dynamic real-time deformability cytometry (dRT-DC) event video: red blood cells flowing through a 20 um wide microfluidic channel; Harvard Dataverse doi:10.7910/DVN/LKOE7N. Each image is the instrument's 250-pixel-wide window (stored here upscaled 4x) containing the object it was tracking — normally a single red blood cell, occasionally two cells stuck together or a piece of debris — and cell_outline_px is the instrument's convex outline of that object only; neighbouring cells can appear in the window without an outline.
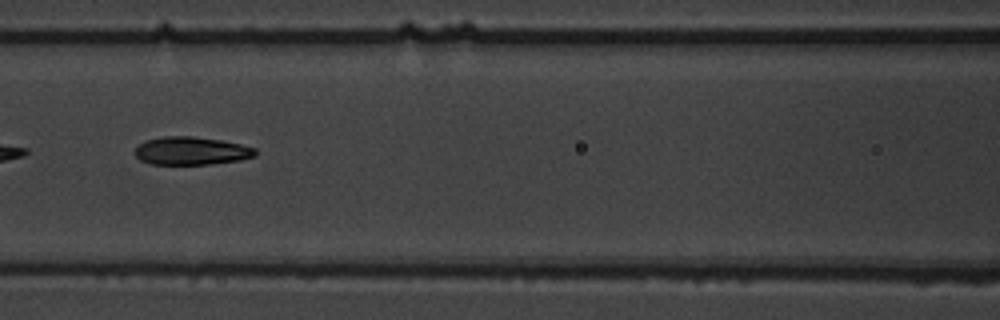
{"species": "common noctule bat (a hibernating species)", "species_latin": "Nyctalus noctula", "temperature_condition": "warm", "stored_images_in_passage": 4, "camera_frame_rate_fps": 3000, "um_per_image_px": 0.085, "animal": {"sex": "male", "body_mass_g": 19.5, "forearm_length_mm": 54.6}, "frame": {"image": 1, "passage_image": 3, "time_ms": 2.333, "image_size_px": [1000, 320], "cell_outline_px": [[256, 156], [240, 160], [208, 164], [148, 164], [140, 160], [132, 152], [144, 140], [164, 136], [192, 136], [220, 140], [240, 144], [256, 148]], "centroid_in_image_um": [16.23, 12.82], "position_along_channel_um": 150.4, "area_um2": 19.77}}
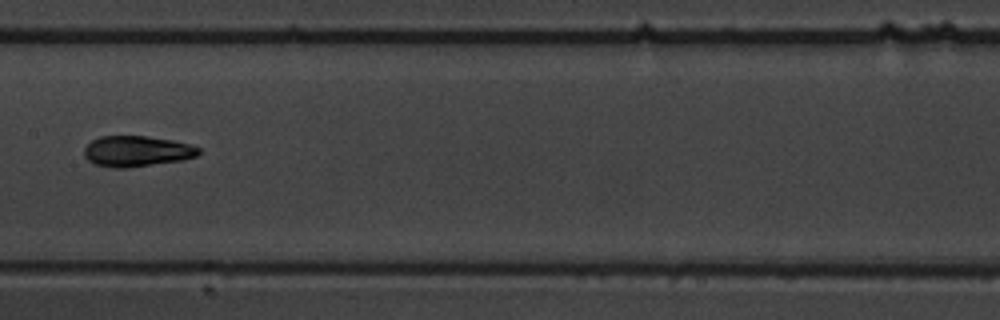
{"frame": {"image": 2, "passage_image": 4, "time_ms": 3.667, "image_size_px": [1000, 320], "cell_outline_px": [[200, 152], [196, 156], [180, 160], [128, 168], [112, 168], [96, 164], [88, 160], [84, 156], [84, 148], [92, 140], [100, 136], [148, 136], [172, 140], [188, 144], [200, 148]], "centroid_in_image_um": [11.6, 12.85], "position_along_channel_um": 195.8, "area_um2": 20.4}}